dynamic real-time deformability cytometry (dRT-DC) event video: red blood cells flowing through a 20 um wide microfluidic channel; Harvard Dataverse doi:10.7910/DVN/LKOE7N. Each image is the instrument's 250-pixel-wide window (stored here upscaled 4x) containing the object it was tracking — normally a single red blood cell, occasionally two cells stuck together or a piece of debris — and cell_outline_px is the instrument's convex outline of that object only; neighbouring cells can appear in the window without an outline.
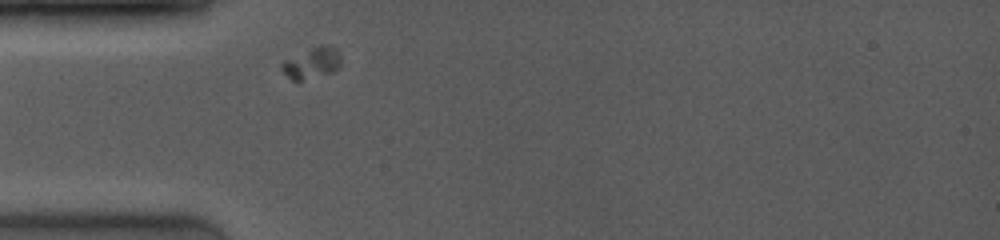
{"species": "common noctule bat (a hibernating species)", "species_latin": "Nyctalus noctula", "temperature_condition": "room temperature", "stored_images_in_passage": 5, "camera_frame_rate_fps": 4000, "um_per_image_px": 0.085, "animal": {"sex": "female", "body_mass_g": 19.0, "forearm_length_mm": 53.3}, "frame": {"image": 1, "passage_image": 1, "time_ms": 0.0, "image_size_px": [1000, 240], "cell_outline_px": [[340, 64], [332, 72], [300, 80], [292, 80], [280, 68], [280, 64], [284, 60], [320, 44], [324, 44], [336, 48], [340, 56]], "centroid_in_image_um": [26.5, 5.33], "position_along_channel_um": 58.5, "area_um2": 10.46}}